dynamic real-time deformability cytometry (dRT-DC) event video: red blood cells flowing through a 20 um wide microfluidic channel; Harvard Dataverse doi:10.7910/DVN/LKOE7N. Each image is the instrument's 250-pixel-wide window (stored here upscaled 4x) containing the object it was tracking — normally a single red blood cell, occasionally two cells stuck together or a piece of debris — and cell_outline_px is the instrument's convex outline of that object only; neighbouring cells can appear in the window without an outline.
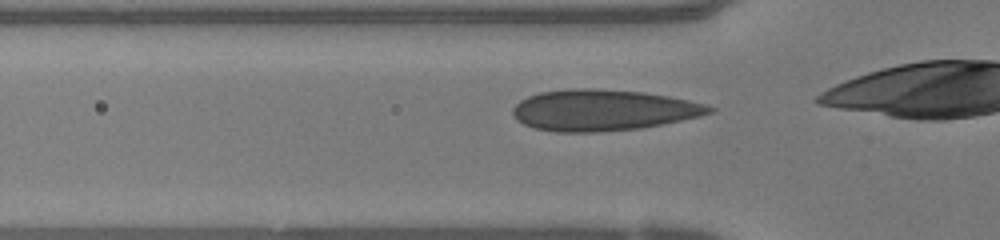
{"species": "human", "species_latin": "Homo sapiens", "temperature_condition": "warm", "stored_images_in_passage": 31, "camera_frame_rate_fps": 3000, "um_per_image_px": 0.085, "donor": {"sex": "female"}, "frame": {"image": 1, "passage_image": 8, "time_ms": 2.333, "image_size_px": [1000, 240], "cell_outline_px": [[716, 108], [712, 112], [700, 116], [640, 128], [596, 132], [556, 132], [536, 128], [524, 124], [516, 120], [512, 112], [512, 108], [520, 100], [528, 96], [540, 92], [568, 88], [596, 88], [640, 92], [668, 96], [688, 100], [704, 104]], "centroid_in_image_um": [51.21, 9.35], "position_along_channel_um": 74.6, "area_um2": 46.93}}
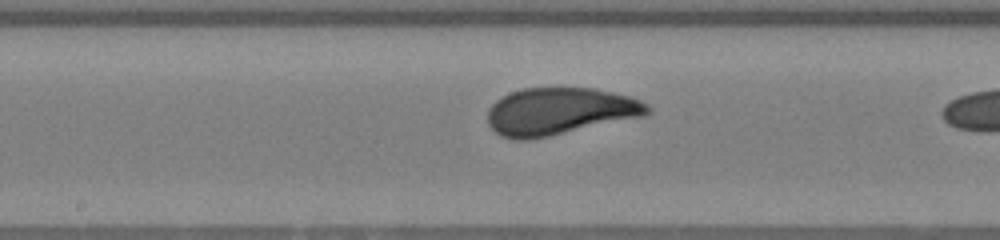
{"frame": {"image": 2, "passage_image": 17, "time_ms": 5.333, "image_size_px": [1000, 240], "cell_outline_px": [[652, 112], [644, 116], [532, 140], [512, 140], [500, 136], [488, 124], [488, 108], [496, 100], [512, 92], [524, 88], [592, 88], [612, 92], [628, 96], [640, 100], [648, 104], [652, 108]], "centroid_in_image_um": [47.58, 9.48], "position_along_channel_um": 200.6, "area_um2": 44.16}}
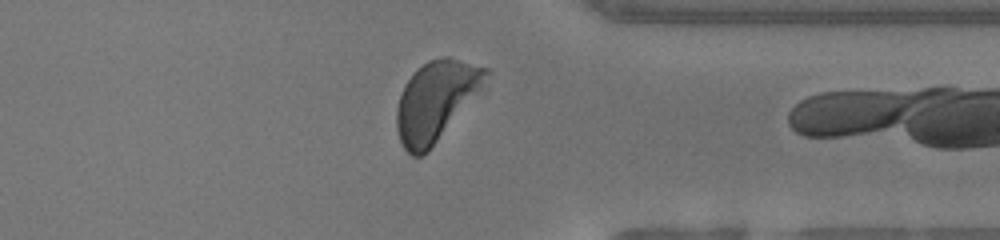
{"frame": {"image": 3, "passage_image": 30, "time_ms": 9.667, "image_size_px": [1000, 240], "cell_outline_px": [[492, 72], [480, 88], [428, 152], [424, 156], [412, 156], [404, 148], [400, 140], [396, 128], [396, 108], [404, 84], [416, 68], [428, 60], [440, 56], [448, 56], [488, 68]], "centroid_in_image_um": [37.0, 8.54], "position_along_channel_um": 374.4, "area_um2": 40.92}}